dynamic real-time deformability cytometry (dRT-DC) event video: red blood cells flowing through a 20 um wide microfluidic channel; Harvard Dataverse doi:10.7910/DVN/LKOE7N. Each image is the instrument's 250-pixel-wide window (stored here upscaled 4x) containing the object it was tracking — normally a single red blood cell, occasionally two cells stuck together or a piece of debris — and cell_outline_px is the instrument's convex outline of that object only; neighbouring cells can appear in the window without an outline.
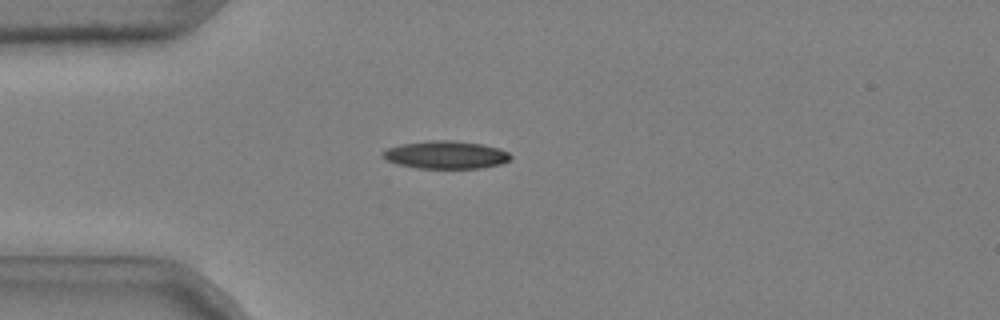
{"species": "common noctule bat (a hibernating species)", "species_latin": "Nyctalus noctula", "temperature_condition": "cold", "stored_images_in_passage": 39, "camera_frame_rate_fps": 3000, "um_per_image_px": 0.085, "animal": {"sex": "male", "body_mass_g": 20.4}, "frame": {"image": 1, "passage_image": 3, "time_ms": 0.667, "image_size_px": [1000, 320], "cell_outline_px": [[512, 156], [508, 160], [500, 164], [480, 168], [416, 168], [400, 164], [388, 160], [384, 156], [384, 152], [388, 148], [404, 144], [432, 140], [452, 140], [480, 144], [496, 148], [508, 152]], "centroid_in_image_um": [37.93, 13.16], "position_along_channel_um": 47.1, "area_um2": 20.17}}
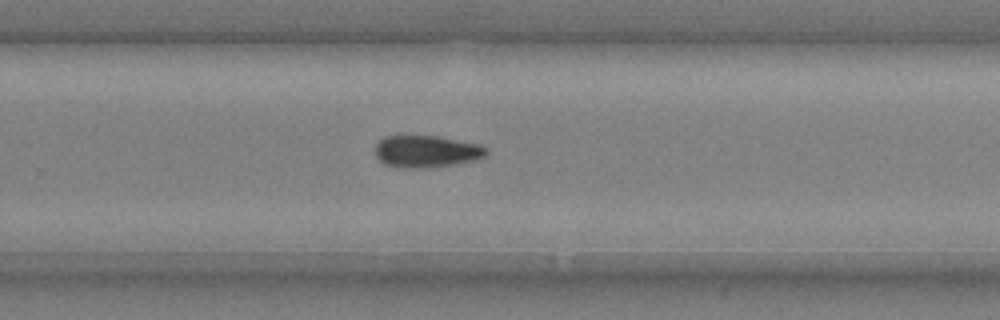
{"frame": {"image": 2, "passage_image": 24, "time_ms": 7.667, "image_size_px": [1000, 320], "cell_outline_px": [[488, 152], [484, 156], [472, 160], [452, 164], [428, 168], [396, 168], [384, 164], [376, 156], [376, 144], [384, 136], [436, 136], [480, 144]], "centroid_in_image_um": [36.19, 12.88], "position_along_channel_um": 293.6, "area_um2": 20.58}}
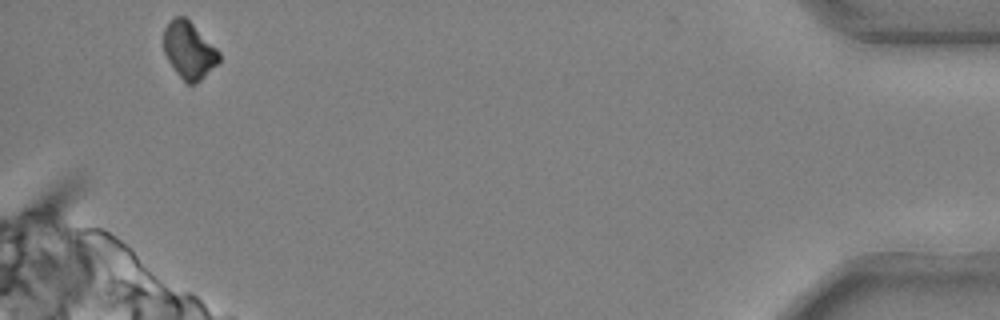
{"frame": {"image": 3, "passage_image": 39, "time_ms": 12.667, "image_size_px": [1000, 320], "cell_outline_px": [[220, 60], [196, 84], [188, 84], [176, 72], [168, 60], [164, 52], [164, 28], [176, 16], [184, 16], [220, 52]], "centroid_in_image_um": [16.06, 4.28], "position_along_channel_um": 419.1, "area_um2": 17.86}, "authors_computed_cell_mechanics": {"area_um2": 20.9236, "velocity_mm_per_s": 3.7266, "shape_relaxation_time_tau1_ms": 7.6565, "shape_relaxation_time_tau2_ms": null, "deformation_change_tau1": 0.1732, "deformation_change_tau2": null}}